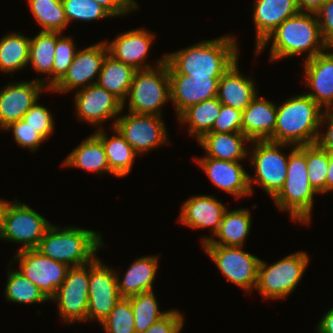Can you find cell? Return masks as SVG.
Segmentation results:
<instances>
[{"mask_svg":"<svg viewBox=\"0 0 333 333\" xmlns=\"http://www.w3.org/2000/svg\"><path fill=\"white\" fill-rule=\"evenodd\" d=\"M238 55L234 35H224L165 54V61L169 74L221 77L238 60Z\"/></svg>","mask_w":333,"mask_h":333,"instance_id":"cell-1","label":"cell"},{"mask_svg":"<svg viewBox=\"0 0 333 333\" xmlns=\"http://www.w3.org/2000/svg\"><path fill=\"white\" fill-rule=\"evenodd\" d=\"M269 42H272L269 56L271 62L305 52L308 55L304 60H308L328 50L321 35L316 13L299 12L288 18L255 49V53L257 55L262 53Z\"/></svg>","mask_w":333,"mask_h":333,"instance_id":"cell-2","label":"cell"},{"mask_svg":"<svg viewBox=\"0 0 333 333\" xmlns=\"http://www.w3.org/2000/svg\"><path fill=\"white\" fill-rule=\"evenodd\" d=\"M323 109L307 94L292 96L277 105L273 142L303 146L315 144Z\"/></svg>","mask_w":333,"mask_h":333,"instance_id":"cell-3","label":"cell"},{"mask_svg":"<svg viewBox=\"0 0 333 333\" xmlns=\"http://www.w3.org/2000/svg\"><path fill=\"white\" fill-rule=\"evenodd\" d=\"M102 246L105 247V244L100 232L51 224L36 250L52 260L75 267L93 261Z\"/></svg>","mask_w":333,"mask_h":333,"instance_id":"cell-4","label":"cell"},{"mask_svg":"<svg viewBox=\"0 0 333 333\" xmlns=\"http://www.w3.org/2000/svg\"><path fill=\"white\" fill-rule=\"evenodd\" d=\"M288 155L285 183L272 200L279 211H288L293 221L308 225L312 220L314 196L318 193L308 179L306 145H291V151Z\"/></svg>","mask_w":333,"mask_h":333,"instance_id":"cell-5","label":"cell"},{"mask_svg":"<svg viewBox=\"0 0 333 333\" xmlns=\"http://www.w3.org/2000/svg\"><path fill=\"white\" fill-rule=\"evenodd\" d=\"M126 99L123 109L128 101V112L162 116V106L171 100L168 63L136 70Z\"/></svg>","mask_w":333,"mask_h":333,"instance_id":"cell-6","label":"cell"},{"mask_svg":"<svg viewBox=\"0 0 333 333\" xmlns=\"http://www.w3.org/2000/svg\"><path fill=\"white\" fill-rule=\"evenodd\" d=\"M309 259L305 251H298L271 265L260 260L255 290H258L264 300L288 297L302 280Z\"/></svg>","mask_w":333,"mask_h":333,"instance_id":"cell-7","label":"cell"},{"mask_svg":"<svg viewBox=\"0 0 333 333\" xmlns=\"http://www.w3.org/2000/svg\"><path fill=\"white\" fill-rule=\"evenodd\" d=\"M250 143L253 148L250 161L255 170L254 178L248 175L251 194L254 190L253 183H257L273 199L282 189L287 176L289 156L286 157L281 148L291 145L270 140H255Z\"/></svg>","mask_w":333,"mask_h":333,"instance_id":"cell-8","label":"cell"},{"mask_svg":"<svg viewBox=\"0 0 333 333\" xmlns=\"http://www.w3.org/2000/svg\"><path fill=\"white\" fill-rule=\"evenodd\" d=\"M50 225L45 217L16 199L6 209L0 239L20 244L17 252L36 249Z\"/></svg>","mask_w":333,"mask_h":333,"instance_id":"cell-9","label":"cell"},{"mask_svg":"<svg viewBox=\"0 0 333 333\" xmlns=\"http://www.w3.org/2000/svg\"><path fill=\"white\" fill-rule=\"evenodd\" d=\"M220 272L232 284L252 292L257 282L260 258L245 252L242 247L202 245Z\"/></svg>","mask_w":333,"mask_h":333,"instance_id":"cell-10","label":"cell"},{"mask_svg":"<svg viewBox=\"0 0 333 333\" xmlns=\"http://www.w3.org/2000/svg\"><path fill=\"white\" fill-rule=\"evenodd\" d=\"M162 119L159 115L129 112L119 116L113 128L141 155L169 143L167 128Z\"/></svg>","mask_w":333,"mask_h":333,"instance_id":"cell-11","label":"cell"},{"mask_svg":"<svg viewBox=\"0 0 333 333\" xmlns=\"http://www.w3.org/2000/svg\"><path fill=\"white\" fill-rule=\"evenodd\" d=\"M89 299V263L70 267L62 285L50 299L58 303L59 315L65 323L86 321Z\"/></svg>","mask_w":333,"mask_h":333,"instance_id":"cell-12","label":"cell"},{"mask_svg":"<svg viewBox=\"0 0 333 333\" xmlns=\"http://www.w3.org/2000/svg\"><path fill=\"white\" fill-rule=\"evenodd\" d=\"M117 271L105 265L98 257L89 263V299L86 321L101 324L121 298Z\"/></svg>","mask_w":333,"mask_h":333,"instance_id":"cell-13","label":"cell"},{"mask_svg":"<svg viewBox=\"0 0 333 333\" xmlns=\"http://www.w3.org/2000/svg\"><path fill=\"white\" fill-rule=\"evenodd\" d=\"M19 271L32 281L50 300L62 285L70 267L42 255L36 249L19 251L13 257Z\"/></svg>","mask_w":333,"mask_h":333,"instance_id":"cell-14","label":"cell"},{"mask_svg":"<svg viewBox=\"0 0 333 333\" xmlns=\"http://www.w3.org/2000/svg\"><path fill=\"white\" fill-rule=\"evenodd\" d=\"M107 54L108 48L105 40L83 50H77L66 74L50 91L65 94L96 84Z\"/></svg>","mask_w":333,"mask_h":333,"instance_id":"cell-15","label":"cell"},{"mask_svg":"<svg viewBox=\"0 0 333 333\" xmlns=\"http://www.w3.org/2000/svg\"><path fill=\"white\" fill-rule=\"evenodd\" d=\"M74 101L78 118L98 128L104 121L114 118L112 128L123 112V102L97 83L76 90Z\"/></svg>","mask_w":333,"mask_h":333,"instance_id":"cell-16","label":"cell"},{"mask_svg":"<svg viewBox=\"0 0 333 333\" xmlns=\"http://www.w3.org/2000/svg\"><path fill=\"white\" fill-rule=\"evenodd\" d=\"M46 90L41 78L5 85L0 90V129L3 131L10 123L23 119L24 114Z\"/></svg>","mask_w":333,"mask_h":333,"instance_id":"cell-17","label":"cell"},{"mask_svg":"<svg viewBox=\"0 0 333 333\" xmlns=\"http://www.w3.org/2000/svg\"><path fill=\"white\" fill-rule=\"evenodd\" d=\"M153 33L144 28L122 32L111 42L106 40L108 54L114 59L130 65L135 70L150 69L165 61V55L158 59L155 66L146 64L145 60L154 40ZM109 42V43H108Z\"/></svg>","mask_w":333,"mask_h":333,"instance_id":"cell-18","label":"cell"},{"mask_svg":"<svg viewBox=\"0 0 333 333\" xmlns=\"http://www.w3.org/2000/svg\"><path fill=\"white\" fill-rule=\"evenodd\" d=\"M211 182L236 199L251 194L248 173L239 161L217 160L209 157L195 158Z\"/></svg>","mask_w":333,"mask_h":333,"instance_id":"cell-19","label":"cell"},{"mask_svg":"<svg viewBox=\"0 0 333 333\" xmlns=\"http://www.w3.org/2000/svg\"><path fill=\"white\" fill-rule=\"evenodd\" d=\"M171 102L178 117L189 106L217 96L221 77H191L183 74H169Z\"/></svg>","mask_w":333,"mask_h":333,"instance_id":"cell-20","label":"cell"},{"mask_svg":"<svg viewBox=\"0 0 333 333\" xmlns=\"http://www.w3.org/2000/svg\"><path fill=\"white\" fill-rule=\"evenodd\" d=\"M304 79L307 92L322 109H333V52H322L304 60Z\"/></svg>","mask_w":333,"mask_h":333,"instance_id":"cell-21","label":"cell"},{"mask_svg":"<svg viewBox=\"0 0 333 333\" xmlns=\"http://www.w3.org/2000/svg\"><path fill=\"white\" fill-rule=\"evenodd\" d=\"M226 210L225 204L214 196L196 195L184 201L178 221L192 229L210 227L213 237Z\"/></svg>","mask_w":333,"mask_h":333,"instance_id":"cell-22","label":"cell"},{"mask_svg":"<svg viewBox=\"0 0 333 333\" xmlns=\"http://www.w3.org/2000/svg\"><path fill=\"white\" fill-rule=\"evenodd\" d=\"M253 21L256 30L255 49L285 20L300 11L296 0H255Z\"/></svg>","mask_w":333,"mask_h":333,"instance_id":"cell-23","label":"cell"},{"mask_svg":"<svg viewBox=\"0 0 333 333\" xmlns=\"http://www.w3.org/2000/svg\"><path fill=\"white\" fill-rule=\"evenodd\" d=\"M277 105L258 95L242 111V133L250 140L273 141Z\"/></svg>","mask_w":333,"mask_h":333,"instance_id":"cell-24","label":"cell"},{"mask_svg":"<svg viewBox=\"0 0 333 333\" xmlns=\"http://www.w3.org/2000/svg\"><path fill=\"white\" fill-rule=\"evenodd\" d=\"M253 79L239 72L238 60L218 81L217 98L223 105L243 111L257 96Z\"/></svg>","mask_w":333,"mask_h":333,"instance_id":"cell-25","label":"cell"},{"mask_svg":"<svg viewBox=\"0 0 333 333\" xmlns=\"http://www.w3.org/2000/svg\"><path fill=\"white\" fill-rule=\"evenodd\" d=\"M251 221V212L248 209H227L218 231L213 237H202V244L243 247L250 233Z\"/></svg>","mask_w":333,"mask_h":333,"instance_id":"cell-26","label":"cell"},{"mask_svg":"<svg viewBox=\"0 0 333 333\" xmlns=\"http://www.w3.org/2000/svg\"><path fill=\"white\" fill-rule=\"evenodd\" d=\"M197 142L207 153L206 157L225 161H242L249 154L247 150L249 148H246L245 144L251 141L242 132H208Z\"/></svg>","mask_w":333,"mask_h":333,"instance_id":"cell-27","label":"cell"},{"mask_svg":"<svg viewBox=\"0 0 333 333\" xmlns=\"http://www.w3.org/2000/svg\"><path fill=\"white\" fill-rule=\"evenodd\" d=\"M158 260L156 255L141 256L133 261L122 279L117 272L120 296L127 298L142 292L152 291L158 270Z\"/></svg>","mask_w":333,"mask_h":333,"instance_id":"cell-28","label":"cell"},{"mask_svg":"<svg viewBox=\"0 0 333 333\" xmlns=\"http://www.w3.org/2000/svg\"><path fill=\"white\" fill-rule=\"evenodd\" d=\"M61 165L77 167L98 175L107 172L113 174L110 171L102 141L94 133L75 147Z\"/></svg>","mask_w":333,"mask_h":333,"instance_id":"cell-29","label":"cell"},{"mask_svg":"<svg viewBox=\"0 0 333 333\" xmlns=\"http://www.w3.org/2000/svg\"><path fill=\"white\" fill-rule=\"evenodd\" d=\"M100 128L94 134L102 141L110 171L116 177L127 176L138 154L115 128H110L114 133L111 138Z\"/></svg>","mask_w":333,"mask_h":333,"instance_id":"cell-30","label":"cell"},{"mask_svg":"<svg viewBox=\"0 0 333 333\" xmlns=\"http://www.w3.org/2000/svg\"><path fill=\"white\" fill-rule=\"evenodd\" d=\"M56 48V32L39 31L30 38L29 62L34 71L47 74L50 79L42 78V84L50 91L53 88V64Z\"/></svg>","mask_w":333,"mask_h":333,"instance_id":"cell-31","label":"cell"},{"mask_svg":"<svg viewBox=\"0 0 333 333\" xmlns=\"http://www.w3.org/2000/svg\"><path fill=\"white\" fill-rule=\"evenodd\" d=\"M135 71L130 65L118 61L107 54L103 60L97 84L124 102Z\"/></svg>","mask_w":333,"mask_h":333,"instance_id":"cell-32","label":"cell"},{"mask_svg":"<svg viewBox=\"0 0 333 333\" xmlns=\"http://www.w3.org/2000/svg\"><path fill=\"white\" fill-rule=\"evenodd\" d=\"M221 105L217 97L191 105L178 116L179 123L187 124L189 135L199 140L211 131Z\"/></svg>","mask_w":333,"mask_h":333,"instance_id":"cell-33","label":"cell"},{"mask_svg":"<svg viewBox=\"0 0 333 333\" xmlns=\"http://www.w3.org/2000/svg\"><path fill=\"white\" fill-rule=\"evenodd\" d=\"M30 38L19 33H8L0 39V72L10 73L29 64Z\"/></svg>","mask_w":333,"mask_h":333,"instance_id":"cell-34","label":"cell"},{"mask_svg":"<svg viewBox=\"0 0 333 333\" xmlns=\"http://www.w3.org/2000/svg\"><path fill=\"white\" fill-rule=\"evenodd\" d=\"M28 4L40 31L63 33L68 27L62 0H28Z\"/></svg>","mask_w":333,"mask_h":333,"instance_id":"cell-35","label":"cell"},{"mask_svg":"<svg viewBox=\"0 0 333 333\" xmlns=\"http://www.w3.org/2000/svg\"><path fill=\"white\" fill-rule=\"evenodd\" d=\"M5 298L9 302L36 304L50 301L44 293L18 269L8 268Z\"/></svg>","mask_w":333,"mask_h":333,"instance_id":"cell-36","label":"cell"},{"mask_svg":"<svg viewBox=\"0 0 333 333\" xmlns=\"http://www.w3.org/2000/svg\"><path fill=\"white\" fill-rule=\"evenodd\" d=\"M127 298L132 305L135 333L146 331L156 321L160 320L169 312V310H159L160 308L153 290L142 292Z\"/></svg>","mask_w":333,"mask_h":333,"instance_id":"cell-37","label":"cell"},{"mask_svg":"<svg viewBox=\"0 0 333 333\" xmlns=\"http://www.w3.org/2000/svg\"><path fill=\"white\" fill-rule=\"evenodd\" d=\"M306 164L311 186L319 194L326 193V176L329 166V153L316 143L306 145Z\"/></svg>","mask_w":333,"mask_h":333,"instance_id":"cell-38","label":"cell"},{"mask_svg":"<svg viewBox=\"0 0 333 333\" xmlns=\"http://www.w3.org/2000/svg\"><path fill=\"white\" fill-rule=\"evenodd\" d=\"M100 325L103 326L106 333H135L134 314L130 300L121 297Z\"/></svg>","mask_w":333,"mask_h":333,"instance_id":"cell-39","label":"cell"},{"mask_svg":"<svg viewBox=\"0 0 333 333\" xmlns=\"http://www.w3.org/2000/svg\"><path fill=\"white\" fill-rule=\"evenodd\" d=\"M68 24L74 20L90 22L113 16L92 0H62Z\"/></svg>","mask_w":333,"mask_h":333,"instance_id":"cell-40","label":"cell"},{"mask_svg":"<svg viewBox=\"0 0 333 333\" xmlns=\"http://www.w3.org/2000/svg\"><path fill=\"white\" fill-rule=\"evenodd\" d=\"M62 33L56 32V48L53 64V87L66 74L77 52L75 41L70 36H61Z\"/></svg>","mask_w":333,"mask_h":333,"instance_id":"cell-41","label":"cell"},{"mask_svg":"<svg viewBox=\"0 0 333 333\" xmlns=\"http://www.w3.org/2000/svg\"><path fill=\"white\" fill-rule=\"evenodd\" d=\"M38 101L24 114L23 119L46 140L54 131V119L50 110L39 105Z\"/></svg>","mask_w":333,"mask_h":333,"instance_id":"cell-42","label":"cell"},{"mask_svg":"<svg viewBox=\"0 0 333 333\" xmlns=\"http://www.w3.org/2000/svg\"><path fill=\"white\" fill-rule=\"evenodd\" d=\"M13 132L15 142L23 147L28 148L31 152L36 151L41 143L46 141L38 132L35 131L29 124L24 120L20 119L10 123L3 131Z\"/></svg>","mask_w":333,"mask_h":333,"instance_id":"cell-43","label":"cell"},{"mask_svg":"<svg viewBox=\"0 0 333 333\" xmlns=\"http://www.w3.org/2000/svg\"><path fill=\"white\" fill-rule=\"evenodd\" d=\"M241 123L242 111L222 104L220 112L210 132H242Z\"/></svg>","mask_w":333,"mask_h":333,"instance_id":"cell-44","label":"cell"},{"mask_svg":"<svg viewBox=\"0 0 333 333\" xmlns=\"http://www.w3.org/2000/svg\"><path fill=\"white\" fill-rule=\"evenodd\" d=\"M183 325V314L176 309H170L165 316L141 333H180Z\"/></svg>","mask_w":333,"mask_h":333,"instance_id":"cell-45","label":"cell"},{"mask_svg":"<svg viewBox=\"0 0 333 333\" xmlns=\"http://www.w3.org/2000/svg\"><path fill=\"white\" fill-rule=\"evenodd\" d=\"M316 15L324 44L331 51L333 49V0H327Z\"/></svg>","mask_w":333,"mask_h":333,"instance_id":"cell-46","label":"cell"},{"mask_svg":"<svg viewBox=\"0 0 333 333\" xmlns=\"http://www.w3.org/2000/svg\"><path fill=\"white\" fill-rule=\"evenodd\" d=\"M327 122V130L319 131L316 144L329 154H333V109H323L320 130Z\"/></svg>","mask_w":333,"mask_h":333,"instance_id":"cell-47","label":"cell"},{"mask_svg":"<svg viewBox=\"0 0 333 333\" xmlns=\"http://www.w3.org/2000/svg\"><path fill=\"white\" fill-rule=\"evenodd\" d=\"M103 6L114 18L124 16L139 8L136 0H92Z\"/></svg>","mask_w":333,"mask_h":333,"instance_id":"cell-48","label":"cell"},{"mask_svg":"<svg viewBox=\"0 0 333 333\" xmlns=\"http://www.w3.org/2000/svg\"><path fill=\"white\" fill-rule=\"evenodd\" d=\"M327 0H296L300 12L316 13Z\"/></svg>","mask_w":333,"mask_h":333,"instance_id":"cell-49","label":"cell"},{"mask_svg":"<svg viewBox=\"0 0 333 333\" xmlns=\"http://www.w3.org/2000/svg\"><path fill=\"white\" fill-rule=\"evenodd\" d=\"M317 325L318 333H333V307L327 310Z\"/></svg>","mask_w":333,"mask_h":333,"instance_id":"cell-50","label":"cell"},{"mask_svg":"<svg viewBox=\"0 0 333 333\" xmlns=\"http://www.w3.org/2000/svg\"><path fill=\"white\" fill-rule=\"evenodd\" d=\"M333 191V154H329V166L326 176V193Z\"/></svg>","mask_w":333,"mask_h":333,"instance_id":"cell-51","label":"cell"},{"mask_svg":"<svg viewBox=\"0 0 333 333\" xmlns=\"http://www.w3.org/2000/svg\"><path fill=\"white\" fill-rule=\"evenodd\" d=\"M9 201L5 199H0V235L2 233V230H3V226H4V217H5V212H6V209L9 205Z\"/></svg>","mask_w":333,"mask_h":333,"instance_id":"cell-52","label":"cell"}]
</instances>
